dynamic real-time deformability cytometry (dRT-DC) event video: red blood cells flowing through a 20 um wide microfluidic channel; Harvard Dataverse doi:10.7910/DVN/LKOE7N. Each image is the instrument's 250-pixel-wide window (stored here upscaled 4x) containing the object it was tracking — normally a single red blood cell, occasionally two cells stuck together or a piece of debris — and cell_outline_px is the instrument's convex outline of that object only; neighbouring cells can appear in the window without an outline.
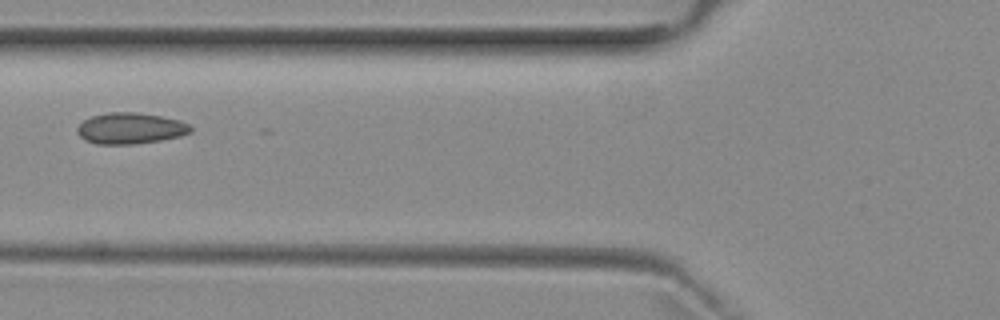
{"species": "common noctule bat (a hibernating species)", "species_latin": "Nyctalus noctula", "temperature_condition": "room temperature", "stored_images_in_passage": 6, "camera_frame_rate_fps": 3000, "um_per_image_px": 0.085, "animal": {"sex": "female", "body_mass_g": 29.2, "forearm_length_mm": 56.3}, "frame": {"image": 1, "passage_image": 6, "time_ms": 6.667, "image_size_px": [1000, 320], "cell_outline_px": [[192, 132], [180, 136], [160, 140], [136, 144], [96, 144], [84, 140], [76, 132], [76, 128], [84, 120], [92, 116], [108, 112], [136, 112], [160, 116], [180, 120], [188, 124], [192, 128]], "centroid_in_image_um": [11.07, 10.91], "position_along_channel_um": 114.7, "area_um2": 20.63}}